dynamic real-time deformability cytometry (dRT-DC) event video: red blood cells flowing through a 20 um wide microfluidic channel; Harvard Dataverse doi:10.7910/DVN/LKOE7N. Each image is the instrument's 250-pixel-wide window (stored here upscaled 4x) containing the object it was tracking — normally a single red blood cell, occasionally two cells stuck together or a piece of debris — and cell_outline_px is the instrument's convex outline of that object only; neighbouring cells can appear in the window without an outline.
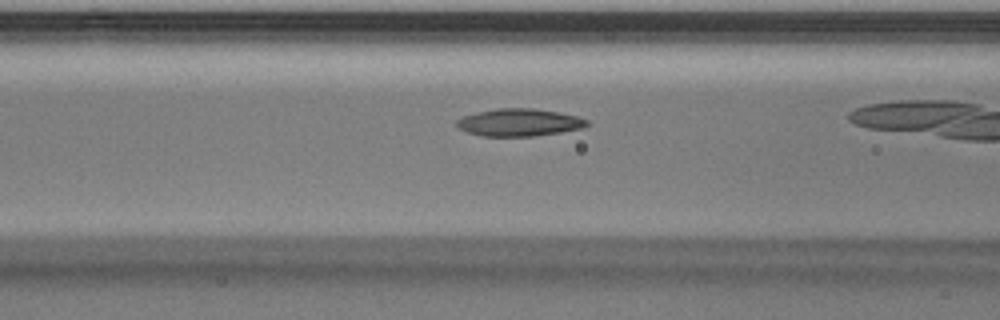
{"species": "Egyptian fruit bat (a non-hibernating species)", "species_latin": "Rousettus aegyptiacus", "temperature_condition": "warm", "stored_images_in_passage": 23, "camera_frame_rate_fps": 3000, "um_per_image_px": 0.085, "animal": {"sex": "male"}, "frame": {"image": 1, "passage_image": 7, "time_ms": 2.0, "image_size_px": [1000, 320], "cell_outline_px": [[588, 124], [584, 128], [560, 132], [532, 136], [480, 136], [468, 132], [460, 128], [456, 124], [456, 120], [464, 116], [476, 112], [496, 108], [532, 108], [560, 112], [576, 116], [588, 120]], "centroid_in_image_um": [44.13, 10.4], "position_along_channel_um": 122.5, "area_um2": 20.81}}